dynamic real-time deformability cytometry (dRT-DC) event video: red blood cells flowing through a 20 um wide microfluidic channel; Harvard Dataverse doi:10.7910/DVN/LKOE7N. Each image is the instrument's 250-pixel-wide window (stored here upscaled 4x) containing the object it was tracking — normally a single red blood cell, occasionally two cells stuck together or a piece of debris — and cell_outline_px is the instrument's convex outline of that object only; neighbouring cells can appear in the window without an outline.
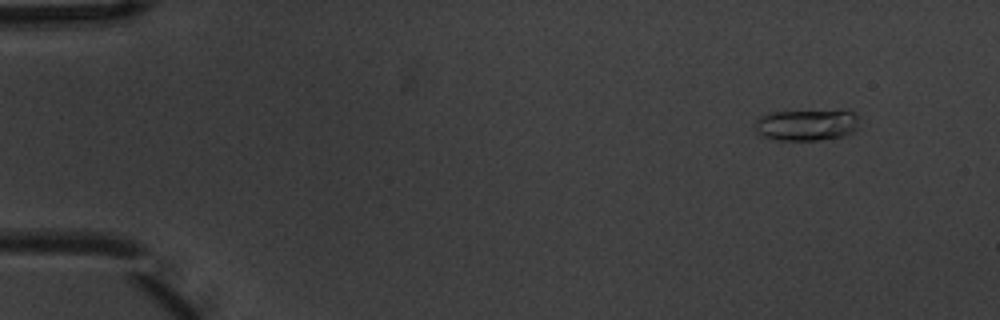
{"species": "common noctule bat (a hibernating species)", "species_latin": "Nyctalus noctula", "temperature_condition": "warm", "stored_images_in_passage": 6, "camera_frame_rate_fps": 3000, "um_per_image_px": 0.085, "animal": {"sex": "male", "body_mass_g": 20.1, "forearm_length_mm": 53.5}, "frame": {"image": 1, "passage_image": 6, "time_ms": 1.667, "image_size_px": [1000, 320], "cell_outline_px": [[856, 128], [852, 132], [840, 136], [816, 140], [780, 140], [760, 136], [756, 128], [756, 120], [760, 116], [768, 112], [852, 112], [856, 116]], "centroid_in_image_um": [68.46, 10.64], "position_along_channel_um": 16.5, "area_um2": 18.21}}